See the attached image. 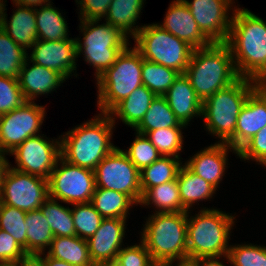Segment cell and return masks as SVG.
Returning a JSON list of instances; mask_svg holds the SVG:
<instances>
[{"label":"cell","mask_w":266,"mask_h":266,"mask_svg":"<svg viewBox=\"0 0 266 266\" xmlns=\"http://www.w3.org/2000/svg\"><path fill=\"white\" fill-rule=\"evenodd\" d=\"M226 44L241 78L266 80V21L247 8L236 7Z\"/></svg>","instance_id":"cell-1"},{"label":"cell","mask_w":266,"mask_h":266,"mask_svg":"<svg viewBox=\"0 0 266 266\" xmlns=\"http://www.w3.org/2000/svg\"><path fill=\"white\" fill-rule=\"evenodd\" d=\"M115 123L108 114L95 117L60 135L61 158L93 170L117 146L112 140Z\"/></svg>","instance_id":"cell-2"},{"label":"cell","mask_w":266,"mask_h":266,"mask_svg":"<svg viewBox=\"0 0 266 266\" xmlns=\"http://www.w3.org/2000/svg\"><path fill=\"white\" fill-rule=\"evenodd\" d=\"M185 75L202 102L240 78L226 43H212L194 49Z\"/></svg>","instance_id":"cell-3"},{"label":"cell","mask_w":266,"mask_h":266,"mask_svg":"<svg viewBox=\"0 0 266 266\" xmlns=\"http://www.w3.org/2000/svg\"><path fill=\"white\" fill-rule=\"evenodd\" d=\"M191 211H187L188 260L228 255L236 217L212 207H203L194 216Z\"/></svg>","instance_id":"cell-4"},{"label":"cell","mask_w":266,"mask_h":266,"mask_svg":"<svg viewBox=\"0 0 266 266\" xmlns=\"http://www.w3.org/2000/svg\"><path fill=\"white\" fill-rule=\"evenodd\" d=\"M142 224L140 240L156 264L188 260L187 211L154 212Z\"/></svg>","instance_id":"cell-5"},{"label":"cell","mask_w":266,"mask_h":266,"mask_svg":"<svg viewBox=\"0 0 266 266\" xmlns=\"http://www.w3.org/2000/svg\"><path fill=\"white\" fill-rule=\"evenodd\" d=\"M259 84L255 80L240 77L227 88L206 98L202 104L201 117L206 132L220 139L218 142L234 148V133L240 110Z\"/></svg>","instance_id":"cell-6"},{"label":"cell","mask_w":266,"mask_h":266,"mask_svg":"<svg viewBox=\"0 0 266 266\" xmlns=\"http://www.w3.org/2000/svg\"><path fill=\"white\" fill-rule=\"evenodd\" d=\"M141 53L129 45L117 56L115 63L96 79L97 105L100 113L108 114L142 83Z\"/></svg>","instance_id":"cell-7"},{"label":"cell","mask_w":266,"mask_h":266,"mask_svg":"<svg viewBox=\"0 0 266 266\" xmlns=\"http://www.w3.org/2000/svg\"><path fill=\"white\" fill-rule=\"evenodd\" d=\"M100 21L102 20H80L78 30L83 33V38L75 37L78 58L84 55V61L94 68L96 79L109 69L122 50L130 45L129 39L113 24L106 21L99 24Z\"/></svg>","instance_id":"cell-8"},{"label":"cell","mask_w":266,"mask_h":266,"mask_svg":"<svg viewBox=\"0 0 266 266\" xmlns=\"http://www.w3.org/2000/svg\"><path fill=\"white\" fill-rule=\"evenodd\" d=\"M134 40L142 58L185 73L194 48L157 23L144 24Z\"/></svg>","instance_id":"cell-9"},{"label":"cell","mask_w":266,"mask_h":266,"mask_svg":"<svg viewBox=\"0 0 266 266\" xmlns=\"http://www.w3.org/2000/svg\"><path fill=\"white\" fill-rule=\"evenodd\" d=\"M95 188L93 170L72 165L61 157L48 178L49 197L67 205L91 202Z\"/></svg>","instance_id":"cell-10"},{"label":"cell","mask_w":266,"mask_h":266,"mask_svg":"<svg viewBox=\"0 0 266 266\" xmlns=\"http://www.w3.org/2000/svg\"><path fill=\"white\" fill-rule=\"evenodd\" d=\"M96 188L128 195L137 205L142 198L140 171L123 149L115 147L94 169Z\"/></svg>","instance_id":"cell-11"},{"label":"cell","mask_w":266,"mask_h":266,"mask_svg":"<svg viewBox=\"0 0 266 266\" xmlns=\"http://www.w3.org/2000/svg\"><path fill=\"white\" fill-rule=\"evenodd\" d=\"M10 164L2 181L1 201L25 212L39 209L49 198L48 180L16 170Z\"/></svg>","instance_id":"cell-12"},{"label":"cell","mask_w":266,"mask_h":266,"mask_svg":"<svg viewBox=\"0 0 266 266\" xmlns=\"http://www.w3.org/2000/svg\"><path fill=\"white\" fill-rule=\"evenodd\" d=\"M46 108L26 101L13 111L0 115V151L10 153L27 138L40 134Z\"/></svg>","instance_id":"cell-13"},{"label":"cell","mask_w":266,"mask_h":266,"mask_svg":"<svg viewBox=\"0 0 266 266\" xmlns=\"http://www.w3.org/2000/svg\"><path fill=\"white\" fill-rule=\"evenodd\" d=\"M9 154L14 155V169L48 180L61 157L60 137L49 140L41 133L27 138Z\"/></svg>","instance_id":"cell-14"},{"label":"cell","mask_w":266,"mask_h":266,"mask_svg":"<svg viewBox=\"0 0 266 266\" xmlns=\"http://www.w3.org/2000/svg\"><path fill=\"white\" fill-rule=\"evenodd\" d=\"M183 1L193 15L201 32L212 43H226L231 28L233 12L238 7L233 5L235 3L234 0ZM230 11L232 14L229 13Z\"/></svg>","instance_id":"cell-15"},{"label":"cell","mask_w":266,"mask_h":266,"mask_svg":"<svg viewBox=\"0 0 266 266\" xmlns=\"http://www.w3.org/2000/svg\"><path fill=\"white\" fill-rule=\"evenodd\" d=\"M29 50L31 51L27 58L31 62L60 73L66 80L70 76H78L75 74L78 58L75 38L58 41L37 40Z\"/></svg>","instance_id":"cell-16"},{"label":"cell","mask_w":266,"mask_h":266,"mask_svg":"<svg viewBox=\"0 0 266 266\" xmlns=\"http://www.w3.org/2000/svg\"><path fill=\"white\" fill-rule=\"evenodd\" d=\"M266 127V87L259 84L240 110L234 133L237 151L261 129Z\"/></svg>","instance_id":"cell-17"},{"label":"cell","mask_w":266,"mask_h":266,"mask_svg":"<svg viewBox=\"0 0 266 266\" xmlns=\"http://www.w3.org/2000/svg\"><path fill=\"white\" fill-rule=\"evenodd\" d=\"M127 219L103 218L95 234L87 239L89 255L94 264L112 261L124 245Z\"/></svg>","instance_id":"cell-18"},{"label":"cell","mask_w":266,"mask_h":266,"mask_svg":"<svg viewBox=\"0 0 266 266\" xmlns=\"http://www.w3.org/2000/svg\"><path fill=\"white\" fill-rule=\"evenodd\" d=\"M229 151L238 154L227 143L216 142L201 149L183 164L217 189L226 174Z\"/></svg>","instance_id":"cell-19"},{"label":"cell","mask_w":266,"mask_h":266,"mask_svg":"<svg viewBox=\"0 0 266 266\" xmlns=\"http://www.w3.org/2000/svg\"><path fill=\"white\" fill-rule=\"evenodd\" d=\"M180 40L188 43L194 49L204 48L212 42L201 32L193 15L183 0L170 3L163 23H157Z\"/></svg>","instance_id":"cell-20"},{"label":"cell","mask_w":266,"mask_h":266,"mask_svg":"<svg viewBox=\"0 0 266 266\" xmlns=\"http://www.w3.org/2000/svg\"><path fill=\"white\" fill-rule=\"evenodd\" d=\"M65 81L66 79L60 73L35 64L28 58L21 67L18 77V83L25 100L31 102L37 100L36 98L41 95H48L55 91Z\"/></svg>","instance_id":"cell-21"},{"label":"cell","mask_w":266,"mask_h":266,"mask_svg":"<svg viewBox=\"0 0 266 266\" xmlns=\"http://www.w3.org/2000/svg\"><path fill=\"white\" fill-rule=\"evenodd\" d=\"M163 97L180 123L189 126L191 119L202 117L203 102L185 73L179 74Z\"/></svg>","instance_id":"cell-22"},{"label":"cell","mask_w":266,"mask_h":266,"mask_svg":"<svg viewBox=\"0 0 266 266\" xmlns=\"http://www.w3.org/2000/svg\"><path fill=\"white\" fill-rule=\"evenodd\" d=\"M13 5L16 6V10L13 11L10 20L5 11L1 28L16 44L27 51L38 40L35 9L18 4Z\"/></svg>","instance_id":"cell-23"},{"label":"cell","mask_w":266,"mask_h":266,"mask_svg":"<svg viewBox=\"0 0 266 266\" xmlns=\"http://www.w3.org/2000/svg\"><path fill=\"white\" fill-rule=\"evenodd\" d=\"M156 95L145 85L136 88L127 98L119 102L109 113L116 125V119H120L125 125L135 129L148 111L151 102Z\"/></svg>","instance_id":"cell-24"},{"label":"cell","mask_w":266,"mask_h":266,"mask_svg":"<svg viewBox=\"0 0 266 266\" xmlns=\"http://www.w3.org/2000/svg\"><path fill=\"white\" fill-rule=\"evenodd\" d=\"M146 0H112L105 21L113 24L128 39L135 38L143 25H136ZM136 25V26H135Z\"/></svg>","instance_id":"cell-25"},{"label":"cell","mask_w":266,"mask_h":266,"mask_svg":"<svg viewBox=\"0 0 266 266\" xmlns=\"http://www.w3.org/2000/svg\"><path fill=\"white\" fill-rule=\"evenodd\" d=\"M177 183L179 186V193L182 207L185 211L192 210V206L199 201H206L212 199L215 192H217L213 185L202 179L190 171L184 164L181 166L178 175Z\"/></svg>","instance_id":"cell-26"},{"label":"cell","mask_w":266,"mask_h":266,"mask_svg":"<svg viewBox=\"0 0 266 266\" xmlns=\"http://www.w3.org/2000/svg\"><path fill=\"white\" fill-rule=\"evenodd\" d=\"M49 256L76 266H93L86 239L78 236L54 237L46 252Z\"/></svg>","instance_id":"cell-27"},{"label":"cell","mask_w":266,"mask_h":266,"mask_svg":"<svg viewBox=\"0 0 266 266\" xmlns=\"http://www.w3.org/2000/svg\"><path fill=\"white\" fill-rule=\"evenodd\" d=\"M52 5L50 2L35 9L38 40L58 41L71 38L66 18Z\"/></svg>","instance_id":"cell-28"},{"label":"cell","mask_w":266,"mask_h":266,"mask_svg":"<svg viewBox=\"0 0 266 266\" xmlns=\"http://www.w3.org/2000/svg\"><path fill=\"white\" fill-rule=\"evenodd\" d=\"M91 203L103 218L127 219L133 205L137 206L128 195L105 188H95Z\"/></svg>","instance_id":"cell-29"},{"label":"cell","mask_w":266,"mask_h":266,"mask_svg":"<svg viewBox=\"0 0 266 266\" xmlns=\"http://www.w3.org/2000/svg\"><path fill=\"white\" fill-rule=\"evenodd\" d=\"M140 207L154 205V212H185L182 207L177 179L148 189L139 203Z\"/></svg>","instance_id":"cell-30"},{"label":"cell","mask_w":266,"mask_h":266,"mask_svg":"<svg viewBox=\"0 0 266 266\" xmlns=\"http://www.w3.org/2000/svg\"><path fill=\"white\" fill-rule=\"evenodd\" d=\"M181 159L172 156H161L151 165L140 171V187L142 195L150 188L177 179L183 165Z\"/></svg>","instance_id":"cell-31"},{"label":"cell","mask_w":266,"mask_h":266,"mask_svg":"<svg viewBox=\"0 0 266 266\" xmlns=\"http://www.w3.org/2000/svg\"><path fill=\"white\" fill-rule=\"evenodd\" d=\"M169 127H186L179 122L163 96H156L144 115L140 124L134 129L139 134L146 135L149 131Z\"/></svg>","instance_id":"cell-32"},{"label":"cell","mask_w":266,"mask_h":266,"mask_svg":"<svg viewBox=\"0 0 266 266\" xmlns=\"http://www.w3.org/2000/svg\"><path fill=\"white\" fill-rule=\"evenodd\" d=\"M27 253H45L51 245L54 235L50 229L47 219L40 209L27 212Z\"/></svg>","instance_id":"cell-33"},{"label":"cell","mask_w":266,"mask_h":266,"mask_svg":"<svg viewBox=\"0 0 266 266\" xmlns=\"http://www.w3.org/2000/svg\"><path fill=\"white\" fill-rule=\"evenodd\" d=\"M28 54L0 28V76L18 79Z\"/></svg>","instance_id":"cell-34"},{"label":"cell","mask_w":266,"mask_h":266,"mask_svg":"<svg viewBox=\"0 0 266 266\" xmlns=\"http://www.w3.org/2000/svg\"><path fill=\"white\" fill-rule=\"evenodd\" d=\"M59 203L49 197L39 209L47 219L54 237L76 236L71 208Z\"/></svg>","instance_id":"cell-35"},{"label":"cell","mask_w":266,"mask_h":266,"mask_svg":"<svg viewBox=\"0 0 266 266\" xmlns=\"http://www.w3.org/2000/svg\"><path fill=\"white\" fill-rule=\"evenodd\" d=\"M179 74L174 69L143 58L142 83L156 96H163Z\"/></svg>","instance_id":"cell-36"},{"label":"cell","mask_w":266,"mask_h":266,"mask_svg":"<svg viewBox=\"0 0 266 266\" xmlns=\"http://www.w3.org/2000/svg\"><path fill=\"white\" fill-rule=\"evenodd\" d=\"M185 127H169L149 131L145 136L162 156L181 158L184 136L182 130Z\"/></svg>","instance_id":"cell-37"},{"label":"cell","mask_w":266,"mask_h":266,"mask_svg":"<svg viewBox=\"0 0 266 266\" xmlns=\"http://www.w3.org/2000/svg\"><path fill=\"white\" fill-rule=\"evenodd\" d=\"M72 216L76 236L88 239L100 227L103 217L95 210L91 202L72 204Z\"/></svg>","instance_id":"cell-38"},{"label":"cell","mask_w":266,"mask_h":266,"mask_svg":"<svg viewBox=\"0 0 266 266\" xmlns=\"http://www.w3.org/2000/svg\"><path fill=\"white\" fill-rule=\"evenodd\" d=\"M26 214L25 211L1 203L0 229L9 233L27 253Z\"/></svg>","instance_id":"cell-39"},{"label":"cell","mask_w":266,"mask_h":266,"mask_svg":"<svg viewBox=\"0 0 266 266\" xmlns=\"http://www.w3.org/2000/svg\"><path fill=\"white\" fill-rule=\"evenodd\" d=\"M223 258L232 266H266V246L245 242L230 245L228 255Z\"/></svg>","instance_id":"cell-40"},{"label":"cell","mask_w":266,"mask_h":266,"mask_svg":"<svg viewBox=\"0 0 266 266\" xmlns=\"http://www.w3.org/2000/svg\"><path fill=\"white\" fill-rule=\"evenodd\" d=\"M123 151L139 171L162 156L145 135L137 132L128 150Z\"/></svg>","instance_id":"cell-41"},{"label":"cell","mask_w":266,"mask_h":266,"mask_svg":"<svg viewBox=\"0 0 266 266\" xmlns=\"http://www.w3.org/2000/svg\"><path fill=\"white\" fill-rule=\"evenodd\" d=\"M25 102L18 79L0 76V115L13 111Z\"/></svg>","instance_id":"cell-42"},{"label":"cell","mask_w":266,"mask_h":266,"mask_svg":"<svg viewBox=\"0 0 266 266\" xmlns=\"http://www.w3.org/2000/svg\"><path fill=\"white\" fill-rule=\"evenodd\" d=\"M236 156L244 161L252 160L261 167H266V127L245 143Z\"/></svg>","instance_id":"cell-43"},{"label":"cell","mask_w":266,"mask_h":266,"mask_svg":"<svg viewBox=\"0 0 266 266\" xmlns=\"http://www.w3.org/2000/svg\"><path fill=\"white\" fill-rule=\"evenodd\" d=\"M116 259L124 266H154L156 264L141 240L139 244L122 247Z\"/></svg>","instance_id":"cell-44"},{"label":"cell","mask_w":266,"mask_h":266,"mask_svg":"<svg viewBox=\"0 0 266 266\" xmlns=\"http://www.w3.org/2000/svg\"><path fill=\"white\" fill-rule=\"evenodd\" d=\"M112 0H75L80 20H104Z\"/></svg>","instance_id":"cell-45"},{"label":"cell","mask_w":266,"mask_h":266,"mask_svg":"<svg viewBox=\"0 0 266 266\" xmlns=\"http://www.w3.org/2000/svg\"><path fill=\"white\" fill-rule=\"evenodd\" d=\"M25 250L6 231L0 229V263L18 262Z\"/></svg>","instance_id":"cell-46"},{"label":"cell","mask_w":266,"mask_h":266,"mask_svg":"<svg viewBox=\"0 0 266 266\" xmlns=\"http://www.w3.org/2000/svg\"><path fill=\"white\" fill-rule=\"evenodd\" d=\"M21 266H47L42 254L26 253L19 261Z\"/></svg>","instance_id":"cell-47"},{"label":"cell","mask_w":266,"mask_h":266,"mask_svg":"<svg viewBox=\"0 0 266 266\" xmlns=\"http://www.w3.org/2000/svg\"><path fill=\"white\" fill-rule=\"evenodd\" d=\"M222 256L219 257H203L192 260L194 266H226L224 265L223 260L220 261Z\"/></svg>","instance_id":"cell-48"},{"label":"cell","mask_w":266,"mask_h":266,"mask_svg":"<svg viewBox=\"0 0 266 266\" xmlns=\"http://www.w3.org/2000/svg\"><path fill=\"white\" fill-rule=\"evenodd\" d=\"M12 1L13 4L27 6L34 9L38 8V6L41 7L44 6L45 4L52 2L51 0H12Z\"/></svg>","instance_id":"cell-49"},{"label":"cell","mask_w":266,"mask_h":266,"mask_svg":"<svg viewBox=\"0 0 266 266\" xmlns=\"http://www.w3.org/2000/svg\"><path fill=\"white\" fill-rule=\"evenodd\" d=\"M7 155L10 154L0 151V190L4 176L10 166L9 160L6 157Z\"/></svg>","instance_id":"cell-50"},{"label":"cell","mask_w":266,"mask_h":266,"mask_svg":"<svg viewBox=\"0 0 266 266\" xmlns=\"http://www.w3.org/2000/svg\"><path fill=\"white\" fill-rule=\"evenodd\" d=\"M42 256L45 257V262L47 266H76L73 264H70L68 262H65L63 260H59L56 258H53L51 256H49L47 253H41Z\"/></svg>","instance_id":"cell-51"},{"label":"cell","mask_w":266,"mask_h":266,"mask_svg":"<svg viewBox=\"0 0 266 266\" xmlns=\"http://www.w3.org/2000/svg\"><path fill=\"white\" fill-rule=\"evenodd\" d=\"M175 262H165L162 263V266H194V263L191 260L186 261H177V264H173Z\"/></svg>","instance_id":"cell-52"},{"label":"cell","mask_w":266,"mask_h":266,"mask_svg":"<svg viewBox=\"0 0 266 266\" xmlns=\"http://www.w3.org/2000/svg\"><path fill=\"white\" fill-rule=\"evenodd\" d=\"M6 0H0V28L2 26L3 23V19H4V14H5V10H6Z\"/></svg>","instance_id":"cell-53"},{"label":"cell","mask_w":266,"mask_h":266,"mask_svg":"<svg viewBox=\"0 0 266 266\" xmlns=\"http://www.w3.org/2000/svg\"><path fill=\"white\" fill-rule=\"evenodd\" d=\"M100 266H124L121 262L117 259H113L112 261H107L99 264Z\"/></svg>","instance_id":"cell-54"},{"label":"cell","mask_w":266,"mask_h":266,"mask_svg":"<svg viewBox=\"0 0 266 266\" xmlns=\"http://www.w3.org/2000/svg\"><path fill=\"white\" fill-rule=\"evenodd\" d=\"M0 266H21V264L19 262L0 263Z\"/></svg>","instance_id":"cell-55"},{"label":"cell","mask_w":266,"mask_h":266,"mask_svg":"<svg viewBox=\"0 0 266 266\" xmlns=\"http://www.w3.org/2000/svg\"><path fill=\"white\" fill-rule=\"evenodd\" d=\"M262 84L266 87V80Z\"/></svg>","instance_id":"cell-56"}]
</instances>
